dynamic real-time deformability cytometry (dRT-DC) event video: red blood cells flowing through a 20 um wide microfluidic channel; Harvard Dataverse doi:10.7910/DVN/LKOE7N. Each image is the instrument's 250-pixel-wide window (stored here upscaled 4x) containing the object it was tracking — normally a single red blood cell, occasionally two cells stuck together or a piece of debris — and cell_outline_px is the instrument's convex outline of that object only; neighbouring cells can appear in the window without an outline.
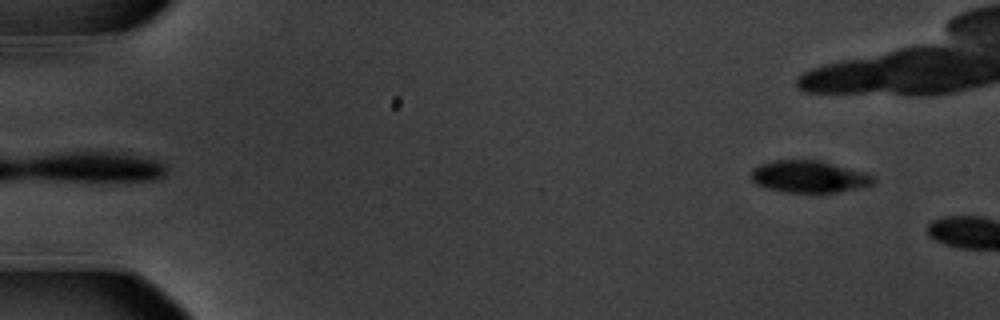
{"species": "common noctule bat (a hibernating species)", "species_latin": "Nyctalus noctula", "temperature_condition": "warm", "stored_images_in_passage": 5, "camera_frame_rate_fps": 3000, "um_per_image_px": 0.085, "animal": {"sex": "male", "body_mass_g": 20.1, "forearm_length_mm": 53.5}, "frame": {"image": 1, "passage_image": 2, "time_ms": 0.333, "image_size_px": [1000, 320], "cell_outline_px": [[876, 180], [872, 184], [856, 188], [836, 192], [784, 192], [768, 188], [756, 184], [752, 180], [752, 168], [760, 164], [772, 160], [820, 160], [864, 172], [872, 176]], "centroid_in_image_um": [68.73, 15.0], "position_along_channel_um": 16.3, "area_um2": 22.6}}